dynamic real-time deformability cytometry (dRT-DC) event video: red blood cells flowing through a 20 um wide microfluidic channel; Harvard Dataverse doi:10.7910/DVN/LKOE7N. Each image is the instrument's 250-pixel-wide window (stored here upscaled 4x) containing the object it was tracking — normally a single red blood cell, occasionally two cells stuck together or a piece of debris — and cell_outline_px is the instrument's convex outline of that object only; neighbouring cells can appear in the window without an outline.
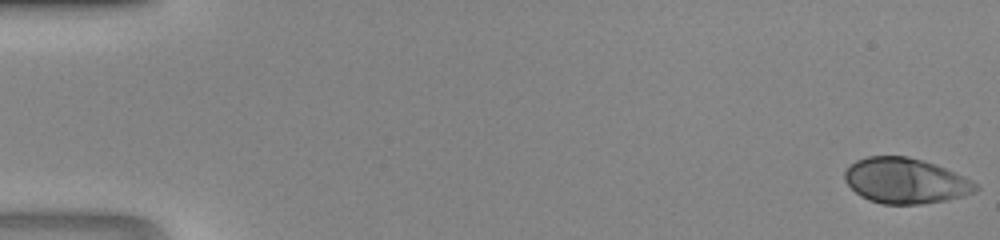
{"species": "human", "species_latin": "Homo sapiens", "temperature_condition": "room temperature", "stored_images_in_passage": 46, "camera_frame_rate_fps": 3000, "um_per_image_px": 0.085, "donor": {"sex": "male"}, "frame": {"image": 1, "passage_image": 1, "time_ms": 0.0, "image_size_px": [1000, 240], "cell_outline_px": [[980, 188], [976, 192], [944, 200], [920, 204], [884, 204], [868, 200], [860, 196], [844, 180], [844, 172], [856, 160], [868, 156], [908, 156], [924, 160], [964, 176], [976, 184]], "centroid_in_image_um": [76.95, 15.36], "position_along_channel_um": 8.1, "area_um2": 34.45}}
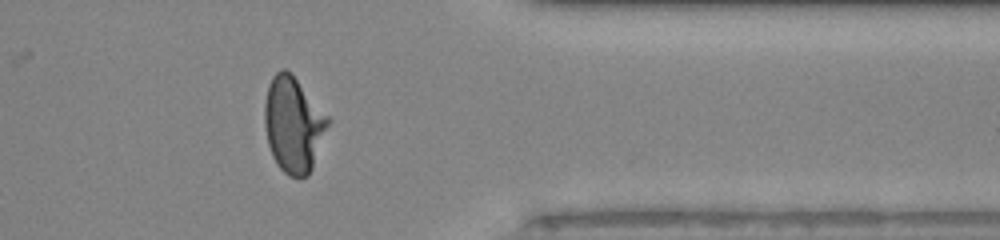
{"frame": {"image": 2, "passage_image": 38, "time_ms": 12.333, "image_size_px": [1000, 240], "cell_outline_px": [[332, 120], [312, 168], [308, 176], [300, 180], [288, 176], [276, 164], [272, 156], [268, 144], [264, 124], [264, 104], [268, 84], [272, 76], [280, 68], [288, 68], [292, 72]], "centroid_in_image_um": [24.95, 10.58], "position_along_channel_um": 386.5, "area_um2": 36.18}}
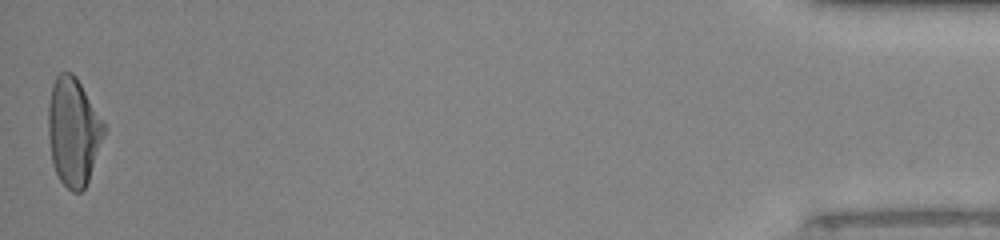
{"frame": {"image": 3, "passage_image": 46, "time_ms": 15.0, "image_size_px": [1000, 240], "cell_outline_px": [[108, 128], [88, 180], [84, 188], [80, 192], [72, 192], [60, 180], [52, 164], [48, 136], [48, 104], [52, 84], [56, 76], [60, 72], [72, 72], [76, 76], [104, 120]], "centroid_in_image_um": [6.25, 11.16], "position_along_channel_um": 428.9, "area_um2": 35.6}}